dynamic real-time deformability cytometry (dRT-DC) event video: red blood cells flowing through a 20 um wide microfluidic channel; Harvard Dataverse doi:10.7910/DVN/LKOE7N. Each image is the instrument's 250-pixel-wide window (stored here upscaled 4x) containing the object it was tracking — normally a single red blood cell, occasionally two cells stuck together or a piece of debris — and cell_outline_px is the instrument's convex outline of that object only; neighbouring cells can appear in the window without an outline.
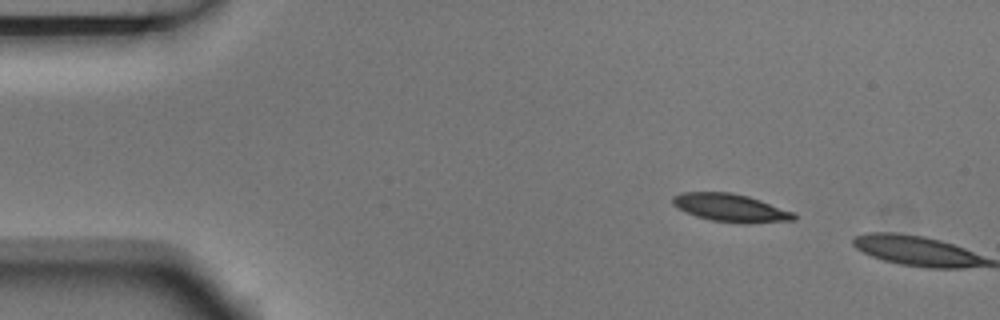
{"species": "Egyptian fruit bat (a non-hibernating species)", "species_latin": "Rousettus aegyptiacus", "temperature_condition": "room temperature", "stored_images_in_passage": 2, "camera_frame_rate_fps": 3000, "um_per_image_px": 0.085, "animal": {"sex": "male"}, "frame": {"image": 1, "passage_image": 1, "time_ms": 0.0, "image_size_px": [1000, 320], "cell_outline_px": [[796, 220], [712, 220], [696, 216], [672, 204], [672, 196], [680, 192], [732, 192], [748, 196], [796, 212]], "centroid_in_image_um": [62.04, 17.59], "position_along_channel_um": 23.0, "area_um2": 18.61}}